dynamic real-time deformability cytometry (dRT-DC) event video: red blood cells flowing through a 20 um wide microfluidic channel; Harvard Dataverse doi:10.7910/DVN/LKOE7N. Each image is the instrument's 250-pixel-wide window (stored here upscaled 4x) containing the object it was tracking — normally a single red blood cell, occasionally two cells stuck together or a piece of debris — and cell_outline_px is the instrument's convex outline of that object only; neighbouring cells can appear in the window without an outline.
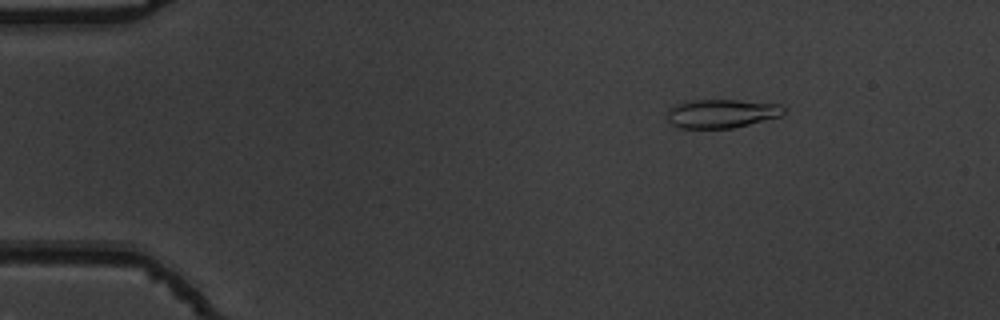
{"species": "common noctule bat (a hibernating species)", "species_latin": "Nyctalus noctula", "temperature_condition": "warm", "stored_images_in_passage": 48, "camera_frame_rate_fps": 3000, "um_per_image_px": 0.085, "animal": {"sex": "male", "body_mass_g": 19.5, "forearm_length_mm": 54.6}, "frame": {"image": 1, "passage_image": 3, "time_ms": 0.667, "image_size_px": [1000, 320], "cell_outline_px": [[788, 108], [780, 116], [732, 128], [680, 128], [672, 124], [668, 120], [668, 112], [672, 104], [688, 100], [740, 100], [780, 104]], "centroid_in_image_um": [61.33, 9.63], "position_along_channel_um": 23.7, "area_um2": 19.59}}
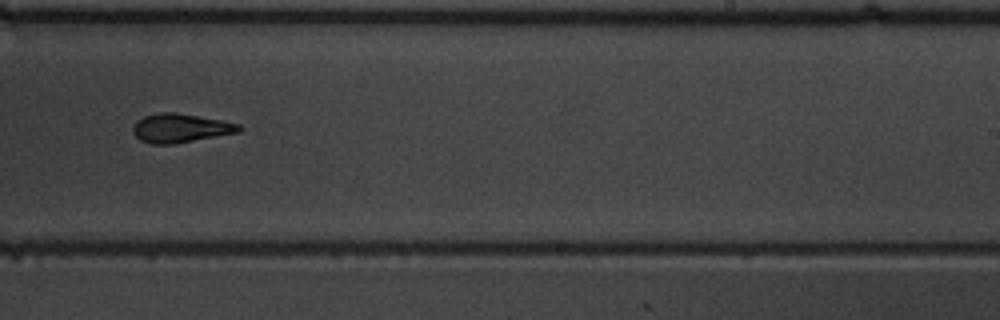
{"frame": {"image": 2, "passage_image": 29, "time_ms": 9.333, "image_size_px": [1000, 320], "cell_outline_px": [[244, 128], [240, 132], [176, 144], [152, 144], [140, 140], [132, 132], [132, 128], [136, 120], [144, 116], [160, 112], [176, 112], [220, 120], [240, 124]], "centroid_in_image_um": [15.34, 10.89], "position_along_channel_um": 273.7, "area_um2": 18.03}}
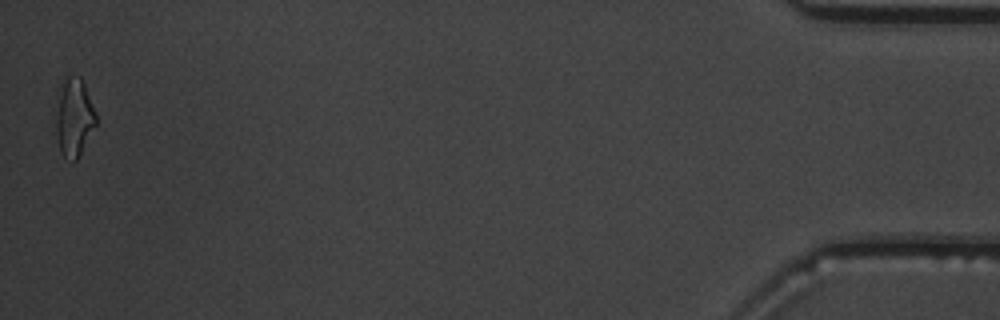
{"frame": {"image": 3, "passage_image": 48, "time_ms": 15.667, "image_size_px": [1000, 320], "cell_outline_px": [[96, 124], [80, 156], [72, 164], [60, 152], [56, 136], [56, 88], [60, 80], [68, 76], [80, 76], [84, 84], [96, 112]], "centroid_in_image_um": [6.25, 9.96], "position_along_channel_um": 428.9, "area_um2": 18.96}, "authors_computed_cell_mechanics": {"area_um2": 18.1781, "velocity_mm_per_s": 3.8369, "shape_relaxation_time_tau1_ms": 6.3103, "shape_relaxation_time_tau2_ms": 2.7274, "deformation_change_tau1": 0.1951, "deformation_change_tau2": 0.1101}}